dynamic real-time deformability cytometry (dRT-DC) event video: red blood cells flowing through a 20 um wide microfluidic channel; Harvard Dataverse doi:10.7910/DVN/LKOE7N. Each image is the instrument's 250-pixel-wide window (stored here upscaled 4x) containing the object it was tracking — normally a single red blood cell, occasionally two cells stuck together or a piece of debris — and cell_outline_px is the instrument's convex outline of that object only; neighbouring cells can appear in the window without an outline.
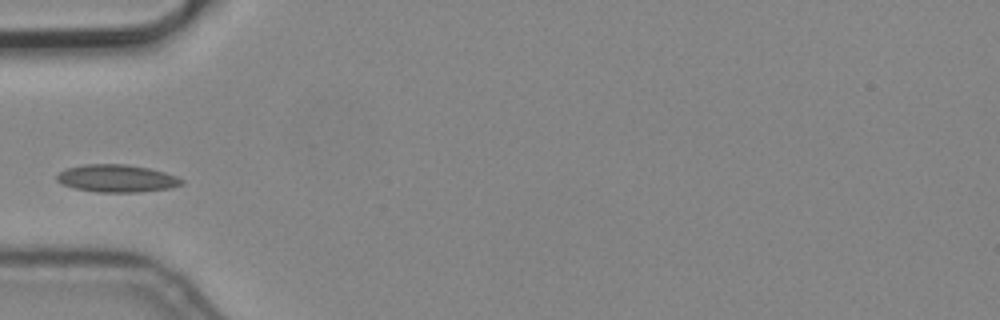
{"species": "common noctule bat (a hibernating species)", "species_latin": "Nyctalus noctula", "temperature_condition": "cold", "stored_images_in_passage": 3, "camera_frame_rate_fps": 3000, "um_per_image_px": 0.085, "animal": {"sex": "male", "body_mass_g": 19.2, "forearm_length_mm": 51.8}, "frame": {"image": 1, "passage_image": 3, "time_ms": 0.667, "image_size_px": [1000, 320], "cell_outline_px": [[184, 184], [168, 188], [136, 192], [96, 192], [76, 188], [60, 184], [56, 180], [56, 176], [60, 172], [68, 168], [84, 164], [128, 164], [148, 168], [164, 172], [176, 176], [184, 180]], "centroid_in_image_um": [9.91, 15.16], "position_along_channel_um": 75.1, "area_um2": 19.94}}